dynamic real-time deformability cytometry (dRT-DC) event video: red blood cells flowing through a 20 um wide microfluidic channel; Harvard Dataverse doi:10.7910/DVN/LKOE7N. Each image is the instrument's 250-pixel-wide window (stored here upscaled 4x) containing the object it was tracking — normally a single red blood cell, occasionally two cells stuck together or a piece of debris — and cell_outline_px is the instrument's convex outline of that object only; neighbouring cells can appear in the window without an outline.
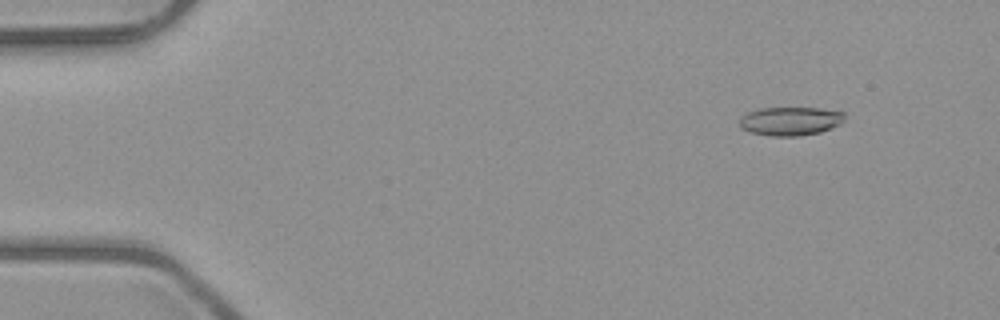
{"species": "common noctule bat (a hibernating species)", "species_latin": "Nyctalus noctula", "temperature_condition": "room temperature", "stored_images_in_passage": 12, "camera_frame_rate_fps": 3000, "um_per_image_px": 0.085, "animal": {"sex": "male", "body_mass_g": 23.1, "forearm_length_mm": 52.7}, "frame": {"image": 1, "passage_image": 4, "time_ms": 1.0, "image_size_px": [1000, 320], "cell_outline_px": [[844, 120], [840, 124], [832, 128], [820, 132], [800, 136], [772, 136], [752, 132], [740, 128], [740, 120], [748, 112], [760, 108], [820, 108], [844, 112]], "centroid_in_image_um": [67.21, 10.29], "position_along_channel_um": 17.8, "area_um2": 17.46}}